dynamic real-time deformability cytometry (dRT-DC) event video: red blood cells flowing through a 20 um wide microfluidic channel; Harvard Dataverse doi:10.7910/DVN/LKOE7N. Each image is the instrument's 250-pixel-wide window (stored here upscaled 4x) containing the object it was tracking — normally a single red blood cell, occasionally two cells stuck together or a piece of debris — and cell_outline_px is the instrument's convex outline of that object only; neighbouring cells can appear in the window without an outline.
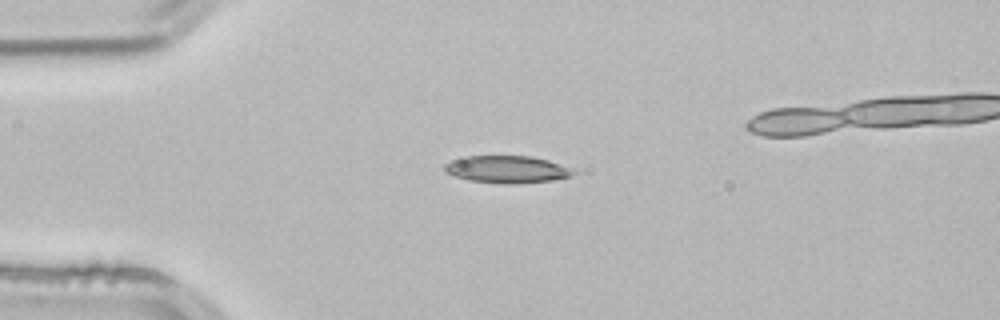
{"species": "common noctule bat (a hibernating species)", "species_latin": "Nyctalus noctula", "temperature_condition": "room temperature", "stored_images_in_passage": 4, "camera_frame_rate_fps": 3000, "um_per_image_px": 0.085, "animal": {"sex": "male", "body_mass_g": 21.5, "forearm_length_mm": 52.0}, "frame": {"image": 1, "passage_image": 3, "time_ms": 0.667, "image_size_px": [1000, 320], "cell_outline_px": [[576, 172], [572, 176], [552, 180], [508, 184], [504, 184], [468, 180], [452, 176], [444, 172], [444, 164], [452, 160], [464, 156], [532, 156], [548, 160], [576, 168]], "centroid_in_image_um": [43.11, 14.39], "position_along_channel_um": 41.9, "area_um2": 20.75}}